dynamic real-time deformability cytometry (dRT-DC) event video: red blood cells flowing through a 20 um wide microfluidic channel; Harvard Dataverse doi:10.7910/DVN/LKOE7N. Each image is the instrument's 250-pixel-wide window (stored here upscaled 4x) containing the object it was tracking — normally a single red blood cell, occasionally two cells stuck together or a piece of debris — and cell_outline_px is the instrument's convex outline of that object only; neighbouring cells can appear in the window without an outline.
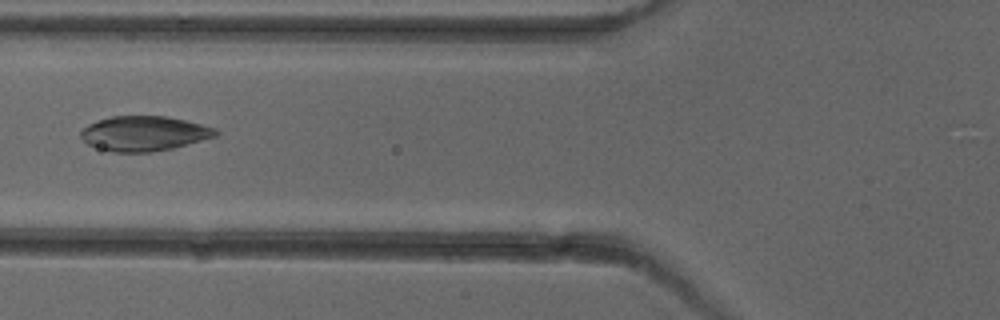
{"species": "common noctule bat (a hibernating species)", "species_latin": "Nyctalus noctula", "temperature_condition": "cold", "stored_images_in_passage": 4, "camera_frame_rate_fps": 3000, "um_per_image_px": 0.085, "animal": {"sex": "female"}, "frame": {"image": 1, "passage_image": 4, "time_ms": 4.333, "image_size_px": [1000, 320], "cell_outline_px": [[220, 132], [216, 136], [172, 148], [152, 152], [112, 152], [88, 144], [80, 136], [80, 132], [88, 124], [96, 120], [112, 116], [164, 116], [184, 120], [216, 128]], "centroid_in_image_um": [12.23, 11.34], "position_along_channel_um": 113.6, "area_um2": 27.22}}